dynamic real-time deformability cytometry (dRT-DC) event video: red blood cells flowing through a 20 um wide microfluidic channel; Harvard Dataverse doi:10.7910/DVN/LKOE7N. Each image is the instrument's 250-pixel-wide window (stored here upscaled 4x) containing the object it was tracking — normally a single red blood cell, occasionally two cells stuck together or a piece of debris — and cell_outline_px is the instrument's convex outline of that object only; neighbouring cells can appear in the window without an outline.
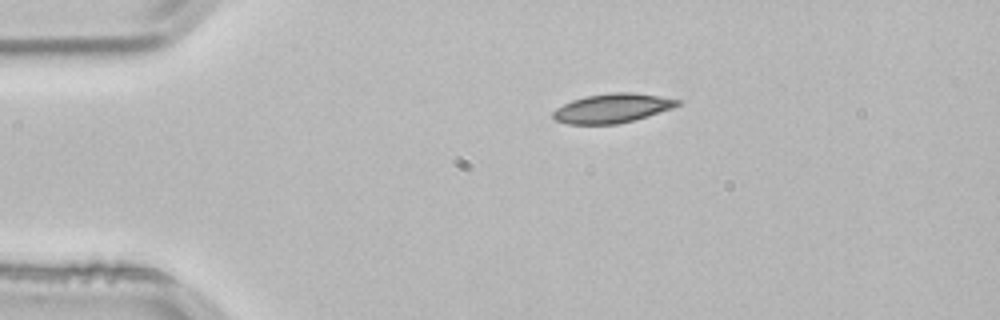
{"species": "common noctule bat (a hibernating species)", "species_latin": "Nyctalus noctula", "temperature_condition": "room temperature", "stored_images_in_passage": 43, "camera_frame_rate_fps": 3000, "um_per_image_px": 0.085, "animal": {"sex": "male", "body_mass_g": 21.5, "forearm_length_mm": 52.0}, "frame": {"image": 1, "passage_image": 1, "time_ms": 0.0, "image_size_px": [1000, 320], "cell_outline_px": [[684, 100], [680, 104], [672, 108], [648, 116], [616, 124], [568, 124], [556, 120], [552, 116], [552, 112], [556, 108], [572, 100], [584, 96], [612, 92], [632, 92], [660, 96]], "centroid_in_image_um": [52.06, 9.19], "position_along_channel_um": 32.9, "area_um2": 21.21}}
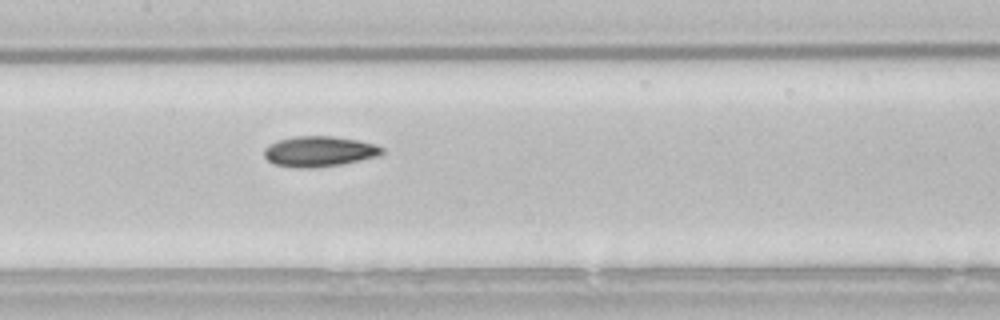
{"frame": {"image": 2, "passage_image": 16, "time_ms": 5.0, "image_size_px": [1000, 320], "cell_outline_px": [[384, 152], [376, 156], [360, 160], [340, 164], [312, 168], [292, 168], [272, 164], [264, 156], [264, 148], [268, 144], [280, 140], [296, 136], [332, 136], [356, 140], [376, 144], [384, 148]], "centroid_in_image_um": [27.09, 12.88], "position_along_channel_um": 180.3, "area_um2": 20.92}}
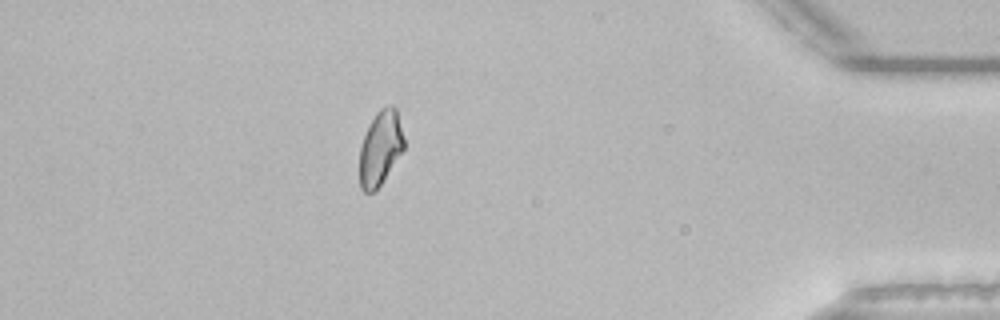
{"frame": {"image": 3, "passage_image": 37, "time_ms": 12.0, "image_size_px": [1000, 320], "cell_outline_px": [[404, 148], [376, 192], [364, 192], [360, 188], [360, 148], [364, 136], [376, 112], [380, 108], [388, 104], [392, 104], [396, 108], [404, 140]], "centroid_in_image_um": [32.33, 12.59], "position_along_channel_um": 402.9, "area_um2": 19.13}, "authors_computed_cell_mechanics": {"area_um2": 20.3456, "velocity_mm_per_s": 3.8355, "shape_relaxation_time_tau1_ms": 8.5548, "shape_relaxation_time_tau2_ms": 4.792, "deformation_change_tau1": 0.1707, "deformation_change_tau2": 0.0882}}